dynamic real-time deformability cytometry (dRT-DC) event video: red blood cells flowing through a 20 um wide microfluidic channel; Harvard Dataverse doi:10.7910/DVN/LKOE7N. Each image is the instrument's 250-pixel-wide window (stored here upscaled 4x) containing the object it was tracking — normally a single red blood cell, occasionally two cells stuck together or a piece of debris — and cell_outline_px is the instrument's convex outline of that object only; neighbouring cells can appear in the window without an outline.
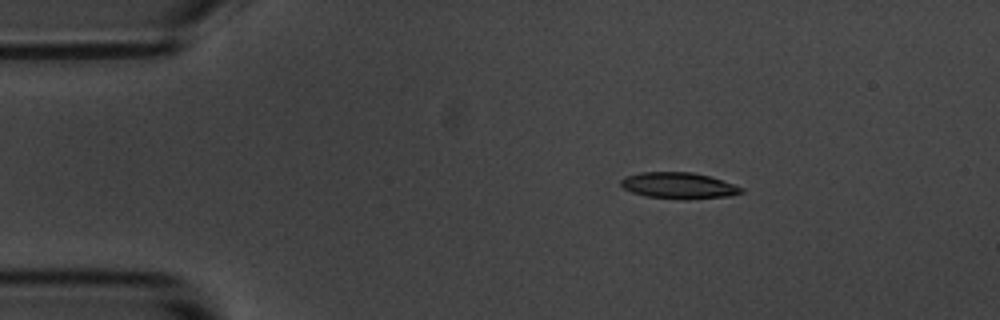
{"species": "common noctule bat (a hibernating species)", "species_latin": "Nyctalus noctula", "temperature_condition": "room temperature", "stored_images_in_passage": 4, "camera_frame_rate_fps": 3000, "um_per_image_px": 0.085, "animal": {"sex": "male", "body_mass_g": 20.1, "forearm_length_mm": 53.5}, "frame": {"image": 1, "passage_image": 2, "time_ms": 1.0, "image_size_px": [1000, 320], "cell_outline_px": [[744, 192], [732, 196], [684, 200], [648, 196], [632, 192], [624, 188], [620, 184], [620, 180], [624, 176], [640, 172], [692, 172], [708, 176], [744, 188]], "centroid_in_image_um": [57.68, 15.78], "position_along_channel_um": 27.3, "area_um2": 18.44}}